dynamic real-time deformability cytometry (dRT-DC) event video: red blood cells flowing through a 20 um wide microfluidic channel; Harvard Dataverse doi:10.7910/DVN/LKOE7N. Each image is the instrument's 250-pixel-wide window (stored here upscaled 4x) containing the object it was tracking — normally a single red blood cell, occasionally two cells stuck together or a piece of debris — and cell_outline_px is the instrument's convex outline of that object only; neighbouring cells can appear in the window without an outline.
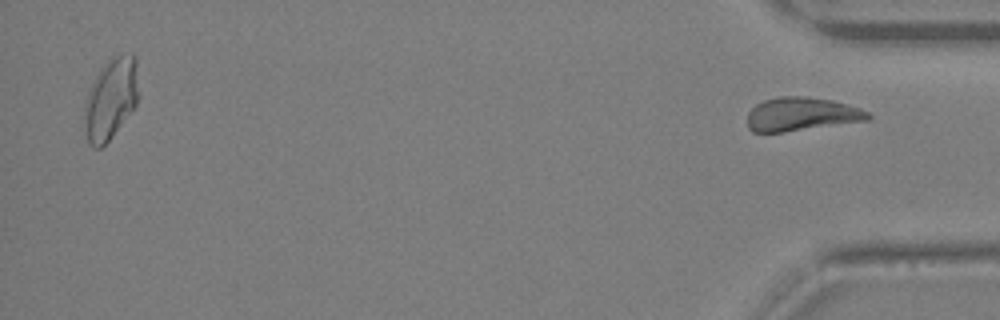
{"species": "Egyptian fruit bat (a non-hibernating species)", "species_latin": "Rousettus aegyptiacus", "temperature_condition": "warm", "stored_images_in_passage": 31, "segment_of_instrument_passage": [2, 2], "camera_frame_rate_fps": 3000, "um_per_image_px": 0.085, "animal": {"sex": "female"}, "frame": {"image": 1, "passage_image": 31, "time_ms": 10.0, "image_size_px": [1000, 320], "cell_outline_px": [[872, 116], [868, 120], [780, 132], [752, 132], [748, 128], [748, 112], [756, 104], [764, 100], [776, 96], [804, 96], [828, 100], [848, 104], [860, 108], [868, 112]], "centroid_in_image_um": [68.1, 9.69], "position_along_channel_um": 367.1, "area_um2": 23.35}}